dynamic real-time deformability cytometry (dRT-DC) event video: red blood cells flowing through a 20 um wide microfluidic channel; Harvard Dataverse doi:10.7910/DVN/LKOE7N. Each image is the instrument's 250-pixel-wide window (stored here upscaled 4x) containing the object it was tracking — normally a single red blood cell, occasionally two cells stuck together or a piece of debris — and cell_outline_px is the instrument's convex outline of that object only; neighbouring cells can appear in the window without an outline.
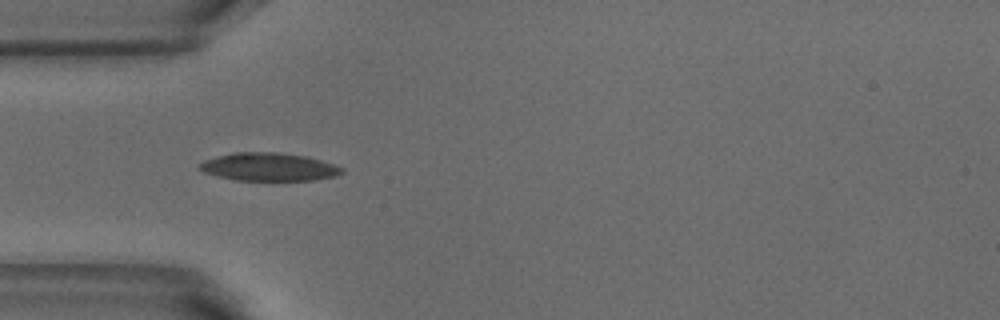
{"species": "common noctule bat (a hibernating species)", "species_latin": "Nyctalus noctula", "temperature_condition": "warm", "stored_images_in_passage": 2, "camera_frame_rate_fps": 3000, "um_per_image_px": 0.085, "animal": {"sex": "male", "body_mass_g": 18.8}, "frame": {"image": 1, "passage_image": 1, "time_ms": 0.0, "image_size_px": [1000, 320], "cell_outline_px": [[344, 172], [336, 176], [316, 180], [236, 180], [204, 172], [196, 168], [196, 164], [204, 160], [216, 156], [236, 152], [276, 152], [308, 156], [344, 168]], "centroid_in_image_um": [22.83, 14.18], "position_along_channel_um": 62.2, "area_um2": 23.35}}
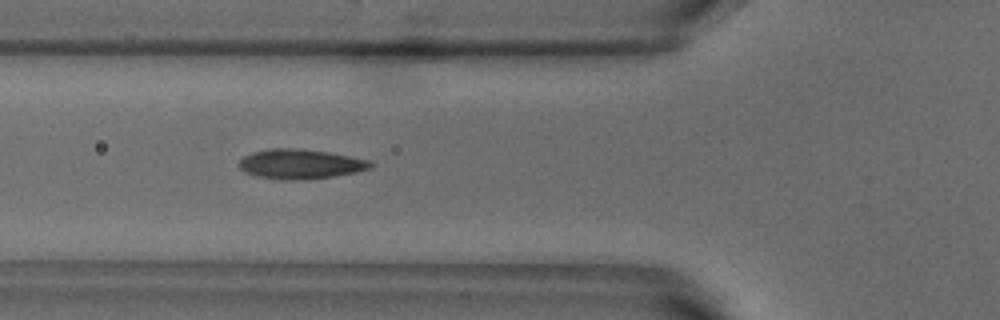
{"frame": {"image": 2, "passage_image": 2, "time_ms": 0.333, "image_size_px": [1000, 320], "cell_outline_px": [[372, 168], [356, 172], [336, 176], [304, 180], [292, 180], [256, 176], [244, 172], [240, 168], [240, 160], [244, 156], [252, 152], [268, 148], [292, 148], [328, 152], [368, 160], [372, 164]], "centroid_in_image_um": [25.52, 13.94], "position_along_channel_um": 100.3, "area_um2": 22.6}}